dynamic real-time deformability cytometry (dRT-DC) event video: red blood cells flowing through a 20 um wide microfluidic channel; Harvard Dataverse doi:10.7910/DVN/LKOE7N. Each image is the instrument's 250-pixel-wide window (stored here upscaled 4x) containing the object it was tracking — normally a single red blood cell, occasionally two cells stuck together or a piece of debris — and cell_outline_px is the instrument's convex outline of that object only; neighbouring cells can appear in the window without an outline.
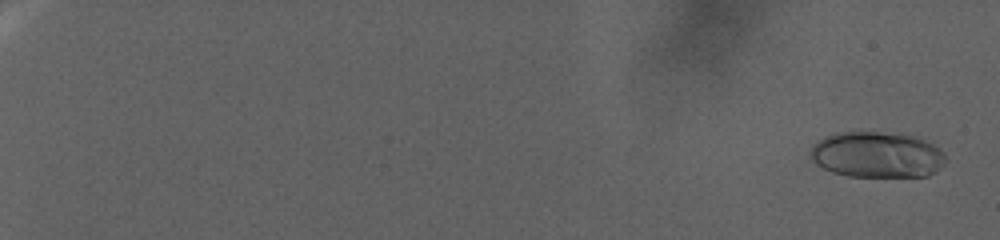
{"species": "human", "species_latin": "Homo sapiens", "temperature_condition": "warm", "stored_images_in_passage": 128, "camera_frame_rate_fps": 3000, "um_per_image_px": 0.085, "donor": {"sex": "female"}, "frame": {"image": 1, "passage_image": 5, "time_ms": 1.333, "image_size_px": [1000, 240], "cell_outline_px": [[944, 164], [928, 176], [848, 176], [832, 172], [816, 164], [812, 160], [812, 148], [820, 140], [836, 132], [876, 132], [912, 136], [924, 140], [940, 148], [944, 152]], "centroid_in_image_um": [74.56, 13.16], "position_along_channel_um": 10.4, "area_um2": 35.6}}
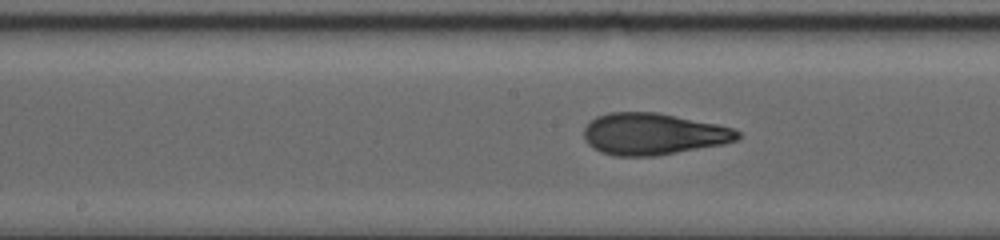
{"frame": {"image": 2, "passage_image": 78, "time_ms": 25.667, "image_size_px": [1000, 240], "cell_outline_px": [[740, 136], [736, 140], [724, 144], [656, 156], [616, 156], [600, 152], [592, 148], [584, 140], [584, 128], [596, 116], [608, 112], [660, 112], [716, 124], [732, 128], [740, 132]], "centroid_in_image_um": [55.5, 11.39], "position_along_channel_um": 192.7, "area_um2": 37.51}}
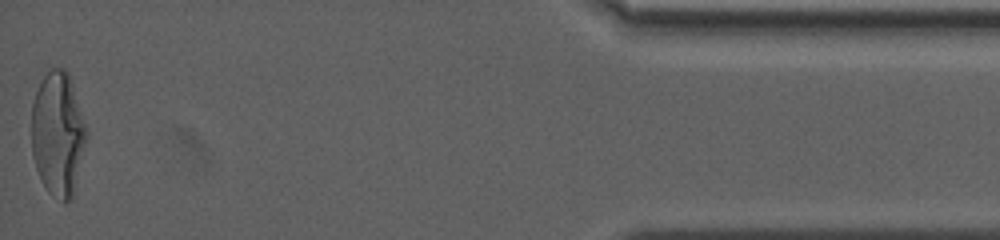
{"frame": {"image": 3, "passage_image": 128, "time_ms": 42.333, "image_size_px": [1000, 240], "cell_outline_px": [[88, 136], [72, 200], [64, 204], [48, 192], [36, 168], [32, 152], [32, 104], [36, 92], [44, 76], [52, 68], [64, 68], [68, 72], [88, 132]], "centroid_in_image_um": [4.94, 11.42], "position_along_channel_um": 430.3, "area_um2": 39.71}}